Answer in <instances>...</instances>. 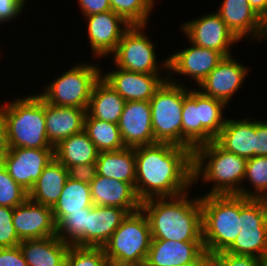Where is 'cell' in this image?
Here are the masks:
<instances>
[{
	"mask_svg": "<svg viewBox=\"0 0 267 266\" xmlns=\"http://www.w3.org/2000/svg\"><path fill=\"white\" fill-rule=\"evenodd\" d=\"M135 191L139 200L175 197L193 186L192 151L170 143L135 148Z\"/></svg>",
	"mask_w": 267,
	"mask_h": 266,
	"instance_id": "6da1fadb",
	"label": "cell"
},
{
	"mask_svg": "<svg viewBox=\"0 0 267 266\" xmlns=\"http://www.w3.org/2000/svg\"><path fill=\"white\" fill-rule=\"evenodd\" d=\"M189 192L141 202L152 240L203 242L200 196L190 198Z\"/></svg>",
	"mask_w": 267,
	"mask_h": 266,
	"instance_id": "7a4b0ae2",
	"label": "cell"
},
{
	"mask_svg": "<svg viewBox=\"0 0 267 266\" xmlns=\"http://www.w3.org/2000/svg\"><path fill=\"white\" fill-rule=\"evenodd\" d=\"M0 102L6 148L54 149L46 134L44 100L38 94Z\"/></svg>",
	"mask_w": 267,
	"mask_h": 266,
	"instance_id": "3957f363",
	"label": "cell"
},
{
	"mask_svg": "<svg viewBox=\"0 0 267 266\" xmlns=\"http://www.w3.org/2000/svg\"><path fill=\"white\" fill-rule=\"evenodd\" d=\"M192 162L193 184L201 179L202 183H213L205 195H239L241 192L247 159L211 141L193 150Z\"/></svg>",
	"mask_w": 267,
	"mask_h": 266,
	"instance_id": "277c9868",
	"label": "cell"
},
{
	"mask_svg": "<svg viewBox=\"0 0 267 266\" xmlns=\"http://www.w3.org/2000/svg\"><path fill=\"white\" fill-rule=\"evenodd\" d=\"M224 102L184 85L182 147L193 150L214 141L225 125Z\"/></svg>",
	"mask_w": 267,
	"mask_h": 266,
	"instance_id": "5b68a950",
	"label": "cell"
},
{
	"mask_svg": "<svg viewBox=\"0 0 267 266\" xmlns=\"http://www.w3.org/2000/svg\"><path fill=\"white\" fill-rule=\"evenodd\" d=\"M200 196L203 246L211 256L225 251L242 229L239 195Z\"/></svg>",
	"mask_w": 267,
	"mask_h": 266,
	"instance_id": "8992f818",
	"label": "cell"
},
{
	"mask_svg": "<svg viewBox=\"0 0 267 266\" xmlns=\"http://www.w3.org/2000/svg\"><path fill=\"white\" fill-rule=\"evenodd\" d=\"M151 241L148 219L140 209L127 215L102 248L112 265L143 266Z\"/></svg>",
	"mask_w": 267,
	"mask_h": 266,
	"instance_id": "52a82bcc",
	"label": "cell"
},
{
	"mask_svg": "<svg viewBox=\"0 0 267 266\" xmlns=\"http://www.w3.org/2000/svg\"><path fill=\"white\" fill-rule=\"evenodd\" d=\"M184 82L168 79L155 91L149 100L154 139L159 143L182 146V110Z\"/></svg>",
	"mask_w": 267,
	"mask_h": 266,
	"instance_id": "ba28073f",
	"label": "cell"
},
{
	"mask_svg": "<svg viewBox=\"0 0 267 266\" xmlns=\"http://www.w3.org/2000/svg\"><path fill=\"white\" fill-rule=\"evenodd\" d=\"M72 67L52 80L45 86V91L38 95L55 106L87 110L93 87L100 79L102 69L92 62L76 63Z\"/></svg>",
	"mask_w": 267,
	"mask_h": 266,
	"instance_id": "9c48e42d",
	"label": "cell"
},
{
	"mask_svg": "<svg viewBox=\"0 0 267 266\" xmlns=\"http://www.w3.org/2000/svg\"><path fill=\"white\" fill-rule=\"evenodd\" d=\"M146 28V25H131L123 33L117 49L112 54L113 65L147 74H160L162 69L168 71V58L162 61V64L157 61L156 45L145 33Z\"/></svg>",
	"mask_w": 267,
	"mask_h": 266,
	"instance_id": "30bf717a",
	"label": "cell"
},
{
	"mask_svg": "<svg viewBox=\"0 0 267 266\" xmlns=\"http://www.w3.org/2000/svg\"><path fill=\"white\" fill-rule=\"evenodd\" d=\"M240 217L242 229L225 252L264 259L267 256V199L240 196Z\"/></svg>",
	"mask_w": 267,
	"mask_h": 266,
	"instance_id": "8fae6325",
	"label": "cell"
},
{
	"mask_svg": "<svg viewBox=\"0 0 267 266\" xmlns=\"http://www.w3.org/2000/svg\"><path fill=\"white\" fill-rule=\"evenodd\" d=\"M182 24L181 32L194 45L216 50L225 57L233 55L230 47H233L239 40L216 11Z\"/></svg>",
	"mask_w": 267,
	"mask_h": 266,
	"instance_id": "7c38bea8",
	"label": "cell"
},
{
	"mask_svg": "<svg viewBox=\"0 0 267 266\" xmlns=\"http://www.w3.org/2000/svg\"><path fill=\"white\" fill-rule=\"evenodd\" d=\"M54 158V149L6 148L2 165L28 192Z\"/></svg>",
	"mask_w": 267,
	"mask_h": 266,
	"instance_id": "4fadbf2b",
	"label": "cell"
},
{
	"mask_svg": "<svg viewBox=\"0 0 267 266\" xmlns=\"http://www.w3.org/2000/svg\"><path fill=\"white\" fill-rule=\"evenodd\" d=\"M246 65L234 59L233 55L223 60L199 84L197 89L204 95L229 105L232 96L240 90L241 85L248 76Z\"/></svg>",
	"mask_w": 267,
	"mask_h": 266,
	"instance_id": "5bb4252c",
	"label": "cell"
},
{
	"mask_svg": "<svg viewBox=\"0 0 267 266\" xmlns=\"http://www.w3.org/2000/svg\"><path fill=\"white\" fill-rule=\"evenodd\" d=\"M84 18L88 25V42L96 59L113 54L123 33L131 26L112 10Z\"/></svg>",
	"mask_w": 267,
	"mask_h": 266,
	"instance_id": "9a60e30c",
	"label": "cell"
},
{
	"mask_svg": "<svg viewBox=\"0 0 267 266\" xmlns=\"http://www.w3.org/2000/svg\"><path fill=\"white\" fill-rule=\"evenodd\" d=\"M191 45L188 48L177 51L168 58L167 73L173 75H183L193 79L197 83L196 86L207 77V75L214 70V68L225 57L222 53L209 49L199 47L188 41Z\"/></svg>",
	"mask_w": 267,
	"mask_h": 266,
	"instance_id": "2e32d148",
	"label": "cell"
},
{
	"mask_svg": "<svg viewBox=\"0 0 267 266\" xmlns=\"http://www.w3.org/2000/svg\"><path fill=\"white\" fill-rule=\"evenodd\" d=\"M115 70L102 71L101 77L125 100V101H149L155 91L168 79V73L147 74L120 69L114 65Z\"/></svg>",
	"mask_w": 267,
	"mask_h": 266,
	"instance_id": "e0dca14e",
	"label": "cell"
},
{
	"mask_svg": "<svg viewBox=\"0 0 267 266\" xmlns=\"http://www.w3.org/2000/svg\"><path fill=\"white\" fill-rule=\"evenodd\" d=\"M216 12L239 41L246 36L254 41L267 38V23L247 0H223Z\"/></svg>",
	"mask_w": 267,
	"mask_h": 266,
	"instance_id": "ac0fdd59",
	"label": "cell"
},
{
	"mask_svg": "<svg viewBox=\"0 0 267 266\" xmlns=\"http://www.w3.org/2000/svg\"><path fill=\"white\" fill-rule=\"evenodd\" d=\"M118 127L125 147L136 148L157 143L149 101H126Z\"/></svg>",
	"mask_w": 267,
	"mask_h": 266,
	"instance_id": "d6986e66",
	"label": "cell"
},
{
	"mask_svg": "<svg viewBox=\"0 0 267 266\" xmlns=\"http://www.w3.org/2000/svg\"><path fill=\"white\" fill-rule=\"evenodd\" d=\"M12 220L21 241L56 235L52 208L35 203L29 198L13 209Z\"/></svg>",
	"mask_w": 267,
	"mask_h": 266,
	"instance_id": "ffe728a7",
	"label": "cell"
},
{
	"mask_svg": "<svg viewBox=\"0 0 267 266\" xmlns=\"http://www.w3.org/2000/svg\"><path fill=\"white\" fill-rule=\"evenodd\" d=\"M90 191L93 205L119 207L129 213L140 210L141 201L130 183L97 174L90 183Z\"/></svg>",
	"mask_w": 267,
	"mask_h": 266,
	"instance_id": "44dd1931",
	"label": "cell"
},
{
	"mask_svg": "<svg viewBox=\"0 0 267 266\" xmlns=\"http://www.w3.org/2000/svg\"><path fill=\"white\" fill-rule=\"evenodd\" d=\"M205 252L203 242L152 240L143 266H182Z\"/></svg>",
	"mask_w": 267,
	"mask_h": 266,
	"instance_id": "7402d4cb",
	"label": "cell"
},
{
	"mask_svg": "<svg viewBox=\"0 0 267 266\" xmlns=\"http://www.w3.org/2000/svg\"><path fill=\"white\" fill-rule=\"evenodd\" d=\"M44 113L47 139L53 147L84 130L85 109L55 106L44 101Z\"/></svg>",
	"mask_w": 267,
	"mask_h": 266,
	"instance_id": "603a6c76",
	"label": "cell"
},
{
	"mask_svg": "<svg viewBox=\"0 0 267 266\" xmlns=\"http://www.w3.org/2000/svg\"><path fill=\"white\" fill-rule=\"evenodd\" d=\"M227 152L245 159L255 156V120L250 118L226 119L225 125L214 140Z\"/></svg>",
	"mask_w": 267,
	"mask_h": 266,
	"instance_id": "cb8c5ba5",
	"label": "cell"
},
{
	"mask_svg": "<svg viewBox=\"0 0 267 266\" xmlns=\"http://www.w3.org/2000/svg\"><path fill=\"white\" fill-rule=\"evenodd\" d=\"M18 246L28 266H65L70 247L56 235L22 240Z\"/></svg>",
	"mask_w": 267,
	"mask_h": 266,
	"instance_id": "d4e9b609",
	"label": "cell"
},
{
	"mask_svg": "<svg viewBox=\"0 0 267 266\" xmlns=\"http://www.w3.org/2000/svg\"><path fill=\"white\" fill-rule=\"evenodd\" d=\"M129 212L119 207L91 206L87 222V247H103Z\"/></svg>",
	"mask_w": 267,
	"mask_h": 266,
	"instance_id": "484cf974",
	"label": "cell"
},
{
	"mask_svg": "<svg viewBox=\"0 0 267 266\" xmlns=\"http://www.w3.org/2000/svg\"><path fill=\"white\" fill-rule=\"evenodd\" d=\"M67 178V168L54 157L28 192V198L52 208L58 201Z\"/></svg>",
	"mask_w": 267,
	"mask_h": 266,
	"instance_id": "4316f807",
	"label": "cell"
},
{
	"mask_svg": "<svg viewBox=\"0 0 267 266\" xmlns=\"http://www.w3.org/2000/svg\"><path fill=\"white\" fill-rule=\"evenodd\" d=\"M96 163L98 175L130 183L135 188V148L99 152Z\"/></svg>",
	"mask_w": 267,
	"mask_h": 266,
	"instance_id": "83f0119b",
	"label": "cell"
},
{
	"mask_svg": "<svg viewBox=\"0 0 267 266\" xmlns=\"http://www.w3.org/2000/svg\"><path fill=\"white\" fill-rule=\"evenodd\" d=\"M126 101L102 78L95 83L87 113L94 119L118 124Z\"/></svg>",
	"mask_w": 267,
	"mask_h": 266,
	"instance_id": "f1b7e54d",
	"label": "cell"
},
{
	"mask_svg": "<svg viewBox=\"0 0 267 266\" xmlns=\"http://www.w3.org/2000/svg\"><path fill=\"white\" fill-rule=\"evenodd\" d=\"M99 151L83 130L54 147V157L65 167L96 162Z\"/></svg>",
	"mask_w": 267,
	"mask_h": 266,
	"instance_id": "f546056e",
	"label": "cell"
},
{
	"mask_svg": "<svg viewBox=\"0 0 267 266\" xmlns=\"http://www.w3.org/2000/svg\"><path fill=\"white\" fill-rule=\"evenodd\" d=\"M93 206L90 184L67 178L63 191L52 207L55 224L68 212H85Z\"/></svg>",
	"mask_w": 267,
	"mask_h": 266,
	"instance_id": "4dcf8cb0",
	"label": "cell"
},
{
	"mask_svg": "<svg viewBox=\"0 0 267 266\" xmlns=\"http://www.w3.org/2000/svg\"><path fill=\"white\" fill-rule=\"evenodd\" d=\"M84 131L99 152L126 148L116 123L94 119L87 113L84 120Z\"/></svg>",
	"mask_w": 267,
	"mask_h": 266,
	"instance_id": "1f68e13d",
	"label": "cell"
},
{
	"mask_svg": "<svg viewBox=\"0 0 267 266\" xmlns=\"http://www.w3.org/2000/svg\"><path fill=\"white\" fill-rule=\"evenodd\" d=\"M91 207L85 212H68L56 223V236L70 246L87 247V222Z\"/></svg>",
	"mask_w": 267,
	"mask_h": 266,
	"instance_id": "d6a6232c",
	"label": "cell"
},
{
	"mask_svg": "<svg viewBox=\"0 0 267 266\" xmlns=\"http://www.w3.org/2000/svg\"><path fill=\"white\" fill-rule=\"evenodd\" d=\"M249 181L252 189L243 186L239 196L254 199H267V156H254L247 159L243 182Z\"/></svg>",
	"mask_w": 267,
	"mask_h": 266,
	"instance_id": "836d02e7",
	"label": "cell"
},
{
	"mask_svg": "<svg viewBox=\"0 0 267 266\" xmlns=\"http://www.w3.org/2000/svg\"><path fill=\"white\" fill-rule=\"evenodd\" d=\"M111 10L130 25H146L155 7L154 0H109Z\"/></svg>",
	"mask_w": 267,
	"mask_h": 266,
	"instance_id": "e575fe53",
	"label": "cell"
},
{
	"mask_svg": "<svg viewBox=\"0 0 267 266\" xmlns=\"http://www.w3.org/2000/svg\"><path fill=\"white\" fill-rule=\"evenodd\" d=\"M102 247L70 246L65 266H111Z\"/></svg>",
	"mask_w": 267,
	"mask_h": 266,
	"instance_id": "d590c367",
	"label": "cell"
},
{
	"mask_svg": "<svg viewBox=\"0 0 267 266\" xmlns=\"http://www.w3.org/2000/svg\"><path fill=\"white\" fill-rule=\"evenodd\" d=\"M28 199V191L16 183L6 168L0 166V206L15 208Z\"/></svg>",
	"mask_w": 267,
	"mask_h": 266,
	"instance_id": "8d00e7d4",
	"label": "cell"
},
{
	"mask_svg": "<svg viewBox=\"0 0 267 266\" xmlns=\"http://www.w3.org/2000/svg\"><path fill=\"white\" fill-rule=\"evenodd\" d=\"M13 209L0 206V248L15 247L21 242L13 225Z\"/></svg>",
	"mask_w": 267,
	"mask_h": 266,
	"instance_id": "74e56055",
	"label": "cell"
},
{
	"mask_svg": "<svg viewBox=\"0 0 267 266\" xmlns=\"http://www.w3.org/2000/svg\"><path fill=\"white\" fill-rule=\"evenodd\" d=\"M212 266H264V259L221 251L212 255Z\"/></svg>",
	"mask_w": 267,
	"mask_h": 266,
	"instance_id": "f35d334b",
	"label": "cell"
},
{
	"mask_svg": "<svg viewBox=\"0 0 267 266\" xmlns=\"http://www.w3.org/2000/svg\"><path fill=\"white\" fill-rule=\"evenodd\" d=\"M68 177L83 183L90 184L97 177V163L89 162L67 168Z\"/></svg>",
	"mask_w": 267,
	"mask_h": 266,
	"instance_id": "ab89813d",
	"label": "cell"
},
{
	"mask_svg": "<svg viewBox=\"0 0 267 266\" xmlns=\"http://www.w3.org/2000/svg\"><path fill=\"white\" fill-rule=\"evenodd\" d=\"M25 4L24 0H0V25L22 15Z\"/></svg>",
	"mask_w": 267,
	"mask_h": 266,
	"instance_id": "60d3db41",
	"label": "cell"
},
{
	"mask_svg": "<svg viewBox=\"0 0 267 266\" xmlns=\"http://www.w3.org/2000/svg\"><path fill=\"white\" fill-rule=\"evenodd\" d=\"M0 266H28L19 246L0 248Z\"/></svg>",
	"mask_w": 267,
	"mask_h": 266,
	"instance_id": "b9f144b4",
	"label": "cell"
},
{
	"mask_svg": "<svg viewBox=\"0 0 267 266\" xmlns=\"http://www.w3.org/2000/svg\"><path fill=\"white\" fill-rule=\"evenodd\" d=\"M255 156H267V121L255 119Z\"/></svg>",
	"mask_w": 267,
	"mask_h": 266,
	"instance_id": "7bdbcfd3",
	"label": "cell"
},
{
	"mask_svg": "<svg viewBox=\"0 0 267 266\" xmlns=\"http://www.w3.org/2000/svg\"><path fill=\"white\" fill-rule=\"evenodd\" d=\"M78 3L84 17L111 10L109 0H78Z\"/></svg>",
	"mask_w": 267,
	"mask_h": 266,
	"instance_id": "ee69618b",
	"label": "cell"
},
{
	"mask_svg": "<svg viewBox=\"0 0 267 266\" xmlns=\"http://www.w3.org/2000/svg\"><path fill=\"white\" fill-rule=\"evenodd\" d=\"M254 11L267 23V0H247Z\"/></svg>",
	"mask_w": 267,
	"mask_h": 266,
	"instance_id": "f6af8a7d",
	"label": "cell"
},
{
	"mask_svg": "<svg viewBox=\"0 0 267 266\" xmlns=\"http://www.w3.org/2000/svg\"><path fill=\"white\" fill-rule=\"evenodd\" d=\"M182 266H212V256L205 251L196 261Z\"/></svg>",
	"mask_w": 267,
	"mask_h": 266,
	"instance_id": "bcb514c9",
	"label": "cell"
},
{
	"mask_svg": "<svg viewBox=\"0 0 267 266\" xmlns=\"http://www.w3.org/2000/svg\"><path fill=\"white\" fill-rule=\"evenodd\" d=\"M5 150H6V145H5L3 131H2V128L0 125V166L3 163V157H4Z\"/></svg>",
	"mask_w": 267,
	"mask_h": 266,
	"instance_id": "7dc6e473",
	"label": "cell"
},
{
	"mask_svg": "<svg viewBox=\"0 0 267 266\" xmlns=\"http://www.w3.org/2000/svg\"><path fill=\"white\" fill-rule=\"evenodd\" d=\"M264 266H267V256L264 258Z\"/></svg>",
	"mask_w": 267,
	"mask_h": 266,
	"instance_id": "c3c4849f",
	"label": "cell"
}]
</instances>
